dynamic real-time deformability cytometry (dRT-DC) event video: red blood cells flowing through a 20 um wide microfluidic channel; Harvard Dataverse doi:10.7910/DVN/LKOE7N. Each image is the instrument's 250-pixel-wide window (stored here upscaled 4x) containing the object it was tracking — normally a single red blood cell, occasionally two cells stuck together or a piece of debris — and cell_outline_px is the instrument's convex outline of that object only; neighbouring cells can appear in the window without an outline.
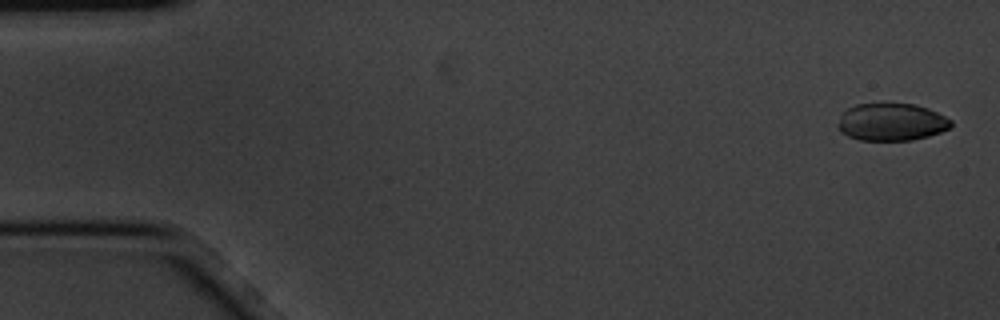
{"species": "common noctule bat (a hibernating species)", "species_latin": "Nyctalus noctula", "temperature_condition": "cold", "stored_images_in_passage": 11, "camera_frame_rate_fps": 3000, "um_per_image_px": 0.085, "animal": {"sex": "male", "body_mass_g": 20.1, "forearm_length_mm": 53.5}, "frame": {"image": 1, "passage_image": 1, "time_ms": 0.0, "image_size_px": [1000, 320], "cell_outline_px": [[952, 124], [948, 128], [940, 132], [928, 136], [912, 140], [860, 140], [848, 136], [840, 132], [836, 128], [836, 124], [840, 116], [848, 108], [856, 104], [912, 104], [928, 108], [952, 120]], "centroid_in_image_um": [75.73, 10.38], "position_along_channel_um": 9.3, "area_um2": 24.62}}
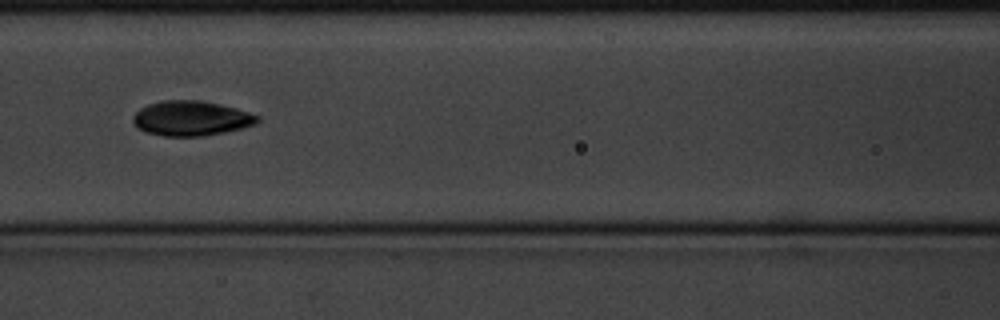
{"frame": {"image": 2, "passage_image": 7, "time_ms": 2.0, "image_size_px": [1000, 320], "cell_outline_px": [[260, 120], [256, 124], [224, 132], [204, 136], [164, 136], [148, 132], [136, 128], [132, 120], [132, 116], [140, 108], [148, 104], [160, 100], [200, 100], [220, 104], [236, 108], [260, 116]], "centroid_in_image_um": [16.23, 10.05], "position_along_channel_um": 150.4, "area_um2": 25.37}}
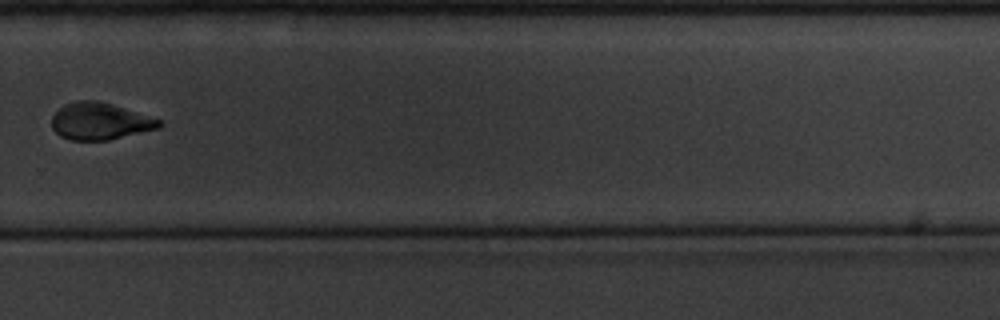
{"frame": {"image": 3, "passage_image": 11, "time_ms": 3.333, "image_size_px": [1000, 320], "cell_outline_px": [[164, 124], [160, 128], [108, 140], [72, 140], [60, 136], [52, 128], [52, 116], [64, 104], [76, 100], [100, 100], [160, 120]], "centroid_in_image_um": [8.48, 10.3], "position_along_channel_um": 321.3, "area_um2": 23.06}}